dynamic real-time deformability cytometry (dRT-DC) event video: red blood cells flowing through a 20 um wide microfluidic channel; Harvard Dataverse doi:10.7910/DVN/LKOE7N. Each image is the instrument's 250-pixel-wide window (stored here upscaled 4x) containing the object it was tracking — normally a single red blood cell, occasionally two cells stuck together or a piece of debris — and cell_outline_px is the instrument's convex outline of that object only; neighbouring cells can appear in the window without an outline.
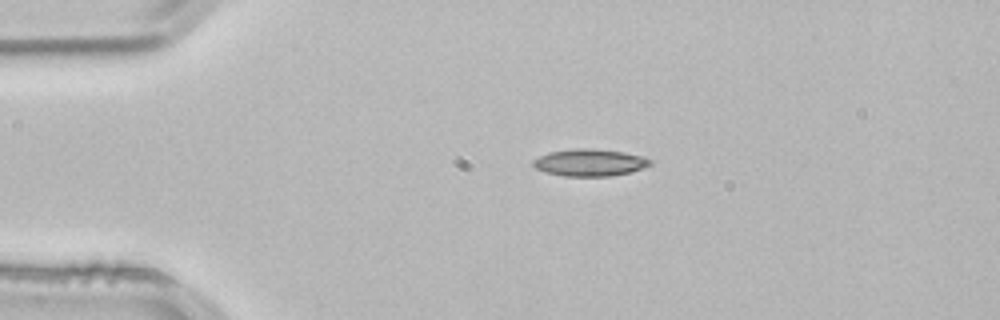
{"species": "common noctule bat (a hibernating species)", "species_latin": "Nyctalus noctula", "temperature_condition": "room temperature", "stored_images_in_passage": 43, "camera_frame_rate_fps": 3000, "um_per_image_px": 0.085, "animal": {"sex": "male", "body_mass_g": 21.5, "forearm_length_mm": 52.0}, "frame": {"image": 1, "passage_image": 1, "time_ms": 0.0, "image_size_px": [1000, 320], "cell_outline_px": [[652, 164], [628, 172], [608, 176], [564, 176], [548, 172], [536, 168], [532, 164], [532, 160], [548, 152], [576, 148], [592, 148], [624, 152], [644, 156], [652, 160]], "centroid_in_image_um": [50.12, 13.8], "position_along_channel_um": 34.9, "area_um2": 18.32}}
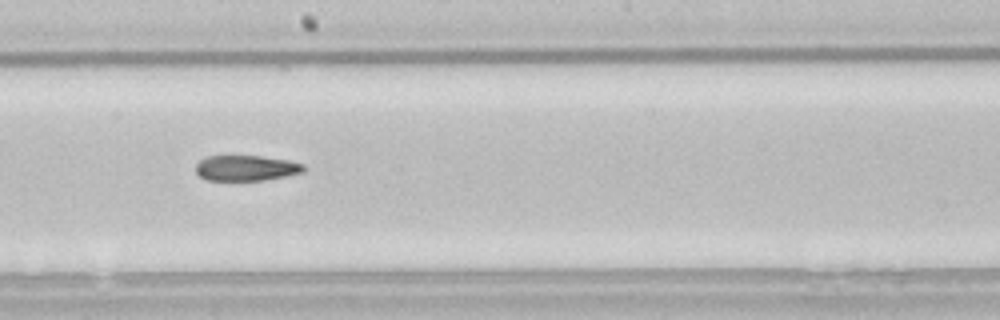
{"frame": {"image": 2, "passage_image": 19, "time_ms": 6.0, "image_size_px": [1000, 320], "cell_outline_px": [[304, 172], [264, 180], [204, 180], [196, 172], [196, 164], [204, 156], [260, 156], [288, 160], [304, 164]], "centroid_in_image_um": [20.89, 14.28], "position_along_channel_um": 227.3, "area_um2": 16.01}}
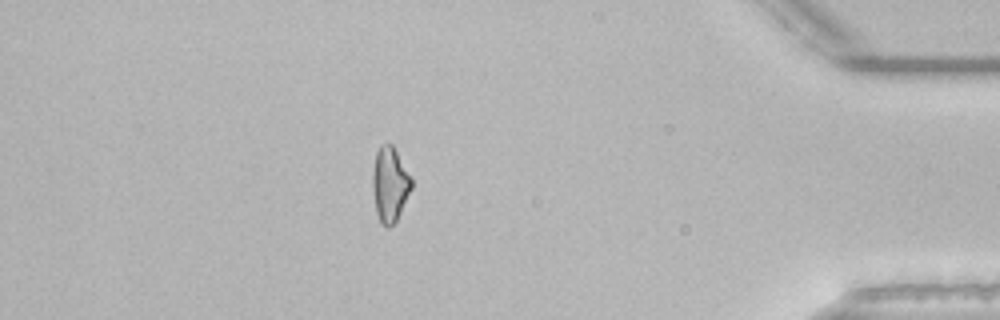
{"frame": {"image": 3, "passage_image": 36, "time_ms": 11.667, "image_size_px": [1000, 320], "cell_outline_px": [[412, 188], [396, 220], [388, 228], [380, 224], [376, 212], [372, 192], [372, 172], [376, 152], [380, 144], [392, 144], [412, 180]], "centroid_in_image_um": [33.1, 15.69], "position_along_channel_um": 402.1, "area_um2": 16.88}, "authors_computed_cell_mechanics": {"area_um2": 17.5134, "velocity_mm_per_s": 3.8603, "shape_relaxation_time_tau1_ms": 10.0241, "shape_relaxation_time_tau2_ms": 8.173, "deformation_change_tau1": 0.2073, "deformation_change_tau2": 0.1835}}